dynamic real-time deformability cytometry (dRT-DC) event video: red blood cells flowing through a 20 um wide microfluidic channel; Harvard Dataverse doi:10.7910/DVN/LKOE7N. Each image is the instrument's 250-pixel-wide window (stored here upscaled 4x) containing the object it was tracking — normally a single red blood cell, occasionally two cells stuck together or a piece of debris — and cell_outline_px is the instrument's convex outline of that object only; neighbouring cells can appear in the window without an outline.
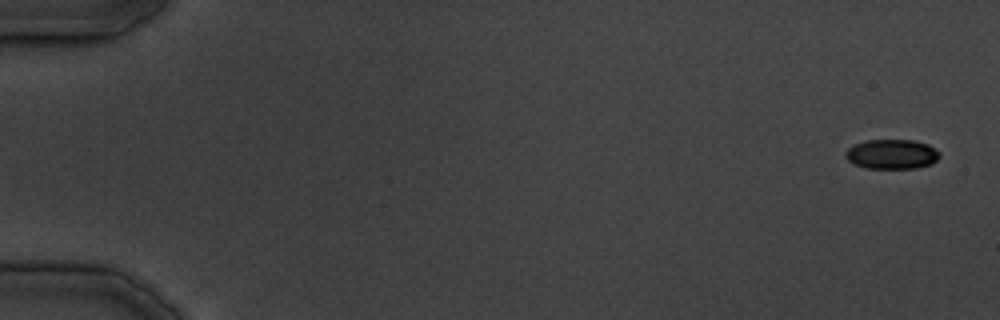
{"species": "common noctule bat (a hibernating species)", "species_latin": "Nyctalus noctula", "temperature_condition": "cold", "stored_images_in_passage": 36, "camera_frame_rate_fps": 3000, "um_per_image_px": 0.085, "animal": {"sex": "male", "body_mass_g": 19.5, "forearm_length_mm": 54.6}, "frame": {"image": 1, "passage_image": 1, "time_ms": 0.0, "image_size_px": [1000, 320], "cell_outline_px": [[940, 156], [932, 164], [916, 168], [868, 168], [856, 164], [848, 160], [844, 156], [844, 152], [848, 148], [856, 144], [868, 140], [916, 140], [928, 144], [936, 148], [940, 152]], "centroid_in_image_um": [75.84, 13.1], "position_along_channel_um": 9.2, "area_um2": 16.3}}
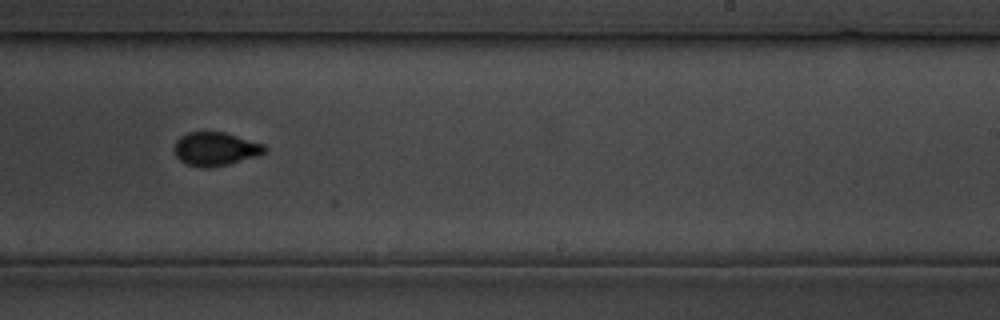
{"frame": {"image": 2, "passage_image": 24, "time_ms": 28.0, "image_size_px": [1000, 320], "cell_outline_px": [[268, 152], [256, 156], [228, 164], [208, 168], [200, 168], [188, 164], [180, 160], [176, 156], [172, 148], [176, 140], [180, 136], [188, 132], [224, 132], [264, 144], [268, 148]], "centroid_in_image_um": [18.3, 12.66], "position_along_channel_um": 270.7, "area_um2": 17.8}}
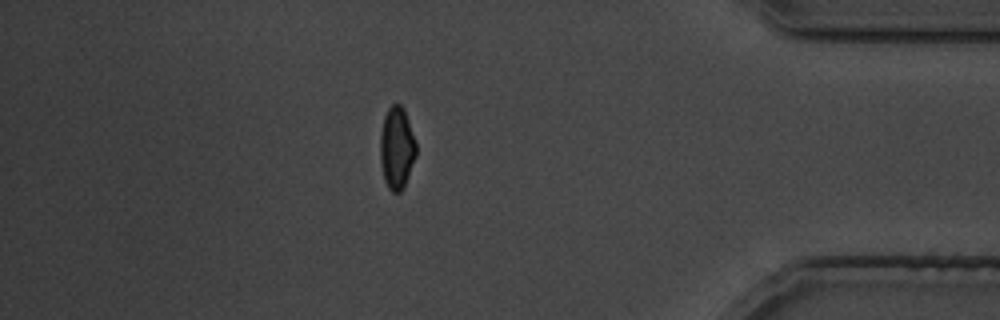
{"frame": {"image": 3, "passage_image": 33, "time_ms": 39.0, "image_size_px": [1000, 320], "cell_outline_px": [[416, 156], [404, 188], [400, 192], [392, 192], [388, 188], [384, 180], [380, 160], [380, 132], [384, 116], [388, 108], [392, 104], [400, 104], [404, 108], [416, 140]], "centroid_in_image_um": [33.73, 12.57], "position_along_channel_um": 401.5, "area_um2": 17.51}}